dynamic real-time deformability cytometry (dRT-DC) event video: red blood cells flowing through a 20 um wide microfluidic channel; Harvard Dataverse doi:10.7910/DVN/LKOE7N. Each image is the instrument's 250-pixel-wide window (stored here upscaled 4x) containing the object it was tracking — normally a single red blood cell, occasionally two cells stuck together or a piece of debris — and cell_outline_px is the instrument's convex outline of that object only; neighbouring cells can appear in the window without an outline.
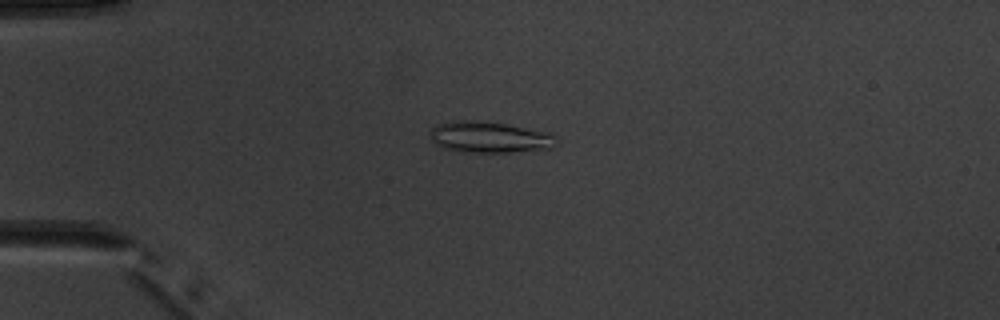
{"species": "common noctule bat (a hibernating species)", "species_latin": "Nyctalus noctula", "temperature_condition": "warm", "stored_images_in_passage": 6, "camera_frame_rate_fps": 3000, "um_per_image_px": 0.085, "animal": {"sex": "male", "body_mass_g": 20.1, "forearm_length_mm": 53.5}, "frame": {"image": 1, "passage_image": 4, "time_ms": 3.667, "image_size_px": [1000, 320], "cell_outline_px": [[556, 144], [552, 148], [508, 152], [464, 152], [444, 148], [436, 144], [432, 140], [432, 128], [436, 124], [452, 120], [468, 120], [508, 124], [548, 132], [556, 136]], "centroid_in_image_um": [41.62, 11.65], "position_along_channel_um": 43.4, "area_um2": 22.83}}